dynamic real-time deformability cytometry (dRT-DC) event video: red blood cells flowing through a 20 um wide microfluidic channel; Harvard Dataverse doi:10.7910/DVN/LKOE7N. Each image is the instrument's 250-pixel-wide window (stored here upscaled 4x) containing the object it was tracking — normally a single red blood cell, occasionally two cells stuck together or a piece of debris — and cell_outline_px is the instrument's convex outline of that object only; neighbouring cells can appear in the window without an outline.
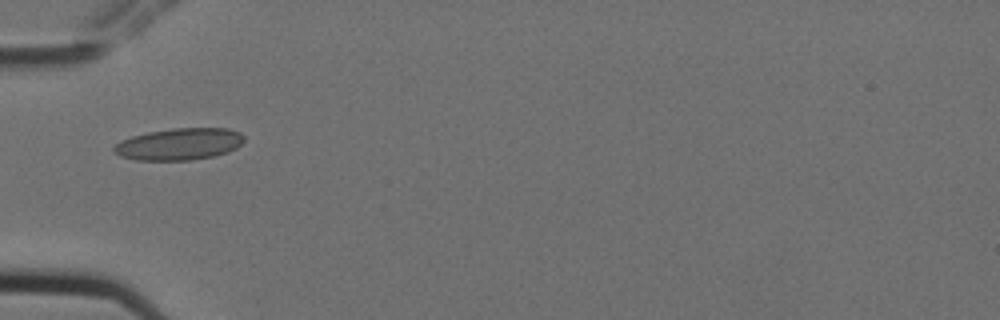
{"species": "Egyptian fruit bat (a non-hibernating species)", "species_latin": "Rousettus aegyptiacus", "temperature_condition": "cold", "stored_images_in_passage": 2, "camera_frame_rate_fps": 3000, "um_per_image_px": 0.085, "animal": {"sex": "female"}, "frame": {"image": 1, "passage_image": 1, "time_ms": 0.0, "image_size_px": [1000, 320], "cell_outline_px": [[244, 140], [236, 148], [228, 152], [212, 156], [192, 160], [136, 160], [120, 156], [112, 148], [120, 140], [132, 136], [148, 132], [172, 128], [228, 128], [240, 132], [244, 136]], "centroid_in_image_um": [15.24, 12.24], "position_along_channel_um": 69.8, "area_um2": 24.16}}
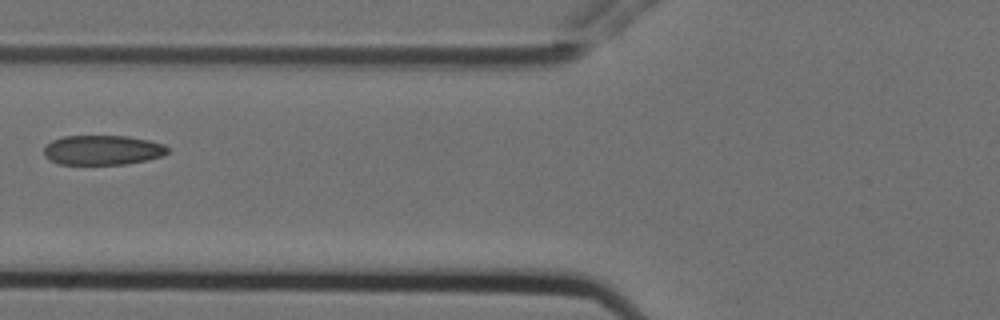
{"frame": {"image": 2, "passage_image": 2, "time_ms": 0.333, "image_size_px": [1000, 320], "cell_outline_px": [[168, 152], [160, 156], [148, 160], [124, 164], [60, 164], [48, 160], [44, 156], [44, 148], [52, 140], [64, 136], [128, 136], [148, 140], [164, 144], [168, 148]], "centroid_in_image_um": [8.7, 12.75], "position_along_channel_um": 117.1, "area_um2": 21.39}}